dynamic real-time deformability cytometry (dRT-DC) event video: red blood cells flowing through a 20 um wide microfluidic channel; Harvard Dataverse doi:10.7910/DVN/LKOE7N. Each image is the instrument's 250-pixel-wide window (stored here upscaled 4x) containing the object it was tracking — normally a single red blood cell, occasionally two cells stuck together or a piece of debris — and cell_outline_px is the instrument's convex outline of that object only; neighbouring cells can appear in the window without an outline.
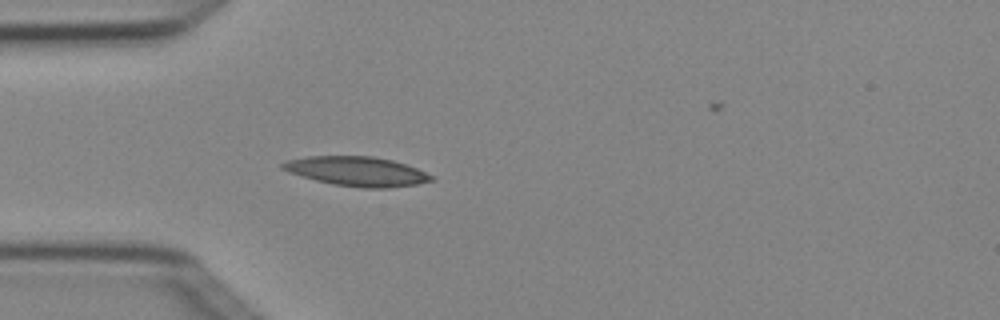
{"species": "Egyptian fruit bat (a non-hibernating species)", "species_latin": "Rousettus aegyptiacus", "temperature_condition": "cold", "stored_images_in_passage": 4, "camera_frame_rate_fps": 3000, "um_per_image_px": 0.085, "animal": {"sex": "female"}, "frame": {"image": 1, "passage_image": 4, "time_ms": 1.0, "image_size_px": [1000, 320], "cell_outline_px": [[436, 180], [416, 184], [388, 188], [360, 188], [332, 184], [316, 180], [288, 172], [280, 168], [280, 164], [288, 160], [308, 156], [372, 156], [392, 160], [416, 168], [432, 176]], "centroid_in_image_um": [30.32, 14.57], "position_along_channel_um": 54.7, "area_um2": 25.43}}